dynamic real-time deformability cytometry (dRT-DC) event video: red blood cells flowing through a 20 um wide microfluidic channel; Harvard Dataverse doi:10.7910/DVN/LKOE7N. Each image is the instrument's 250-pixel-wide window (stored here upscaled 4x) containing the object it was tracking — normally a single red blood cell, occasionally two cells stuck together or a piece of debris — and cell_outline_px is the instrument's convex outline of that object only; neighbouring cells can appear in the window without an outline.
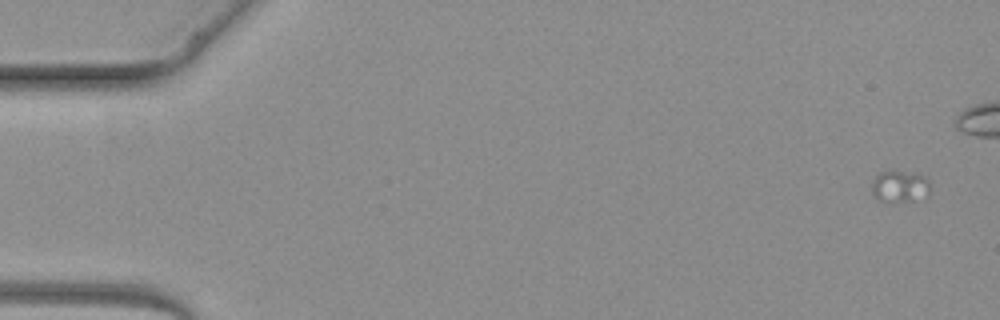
{"species": "common noctule bat (a hibernating species)", "species_latin": "Nyctalus noctula", "temperature_condition": "warm", "stored_images_in_passage": 5, "camera_frame_rate_fps": 3000, "um_per_image_px": 0.085, "animal": {"sex": "female", "body_mass_g": 19.3, "forearm_length_mm": 54.1}, "frame": {"image": 1, "passage_image": 1, "time_ms": 0.0, "image_size_px": [1000, 320], "cell_outline_px": [[928, 192], [912, 200], [880, 200], [872, 192], [872, 180], [880, 172], [892, 168], [924, 176], [928, 180]], "centroid_in_image_um": [76.42, 15.76], "position_along_channel_um": 8.6, "area_um2": 10.4}}